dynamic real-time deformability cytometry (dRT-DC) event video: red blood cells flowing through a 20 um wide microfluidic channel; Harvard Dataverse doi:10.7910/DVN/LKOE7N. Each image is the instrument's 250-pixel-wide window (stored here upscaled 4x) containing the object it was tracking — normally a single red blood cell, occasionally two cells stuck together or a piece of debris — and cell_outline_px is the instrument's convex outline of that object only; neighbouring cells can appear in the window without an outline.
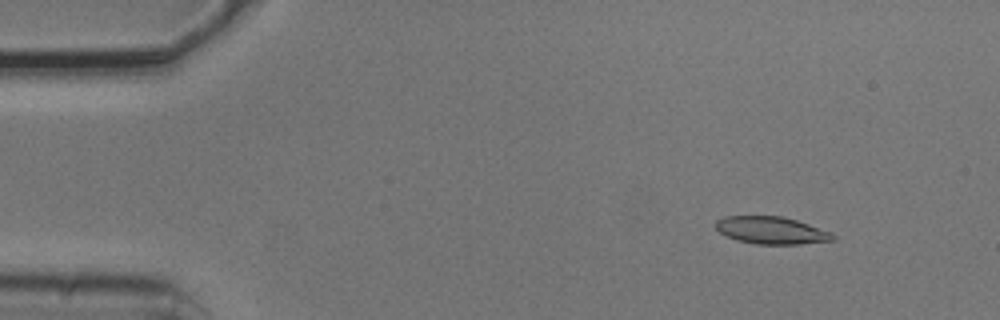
{"species": "common noctule bat (a hibernating species)", "species_latin": "Nyctalus noctula", "temperature_condition": "cold", "stored_images_in_passage": 5, "camera_frame_rate_fps": 3000, "um_per_image_px": 0.085, "animal": {"sex": "male", "body_mass_g": 20.5, "forearm_length_mm": 52.5}, "frame": {"image": 1, "passage_image": 2, "time_ms": 0.333, "image_size_px": [1000, 320], "cell_outline_px": [[836, 240], [800, 244], [756, 244], [736, 240], [720, 232], [716, 228], [716, 220], [724, 216], [780, 216], [796, 220], [832, 232], [836, 236]], "centroid_in_image_um": [65.59, 19.58], "position_along_channel_um": 19.4, "area_um2": 18.67}}
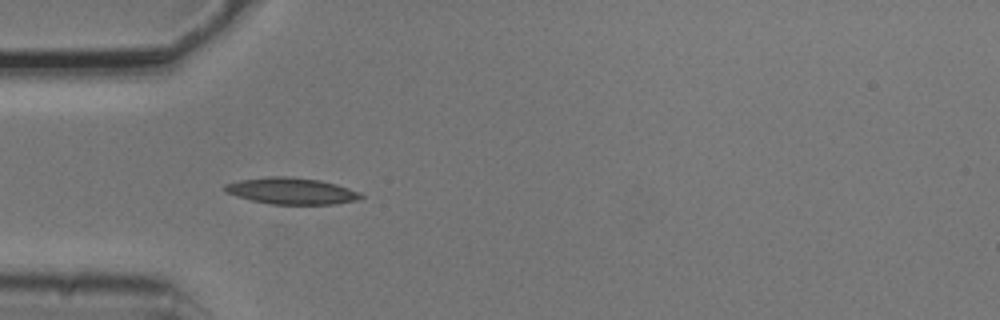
{"frame": {"image": 2, "passage_image": 4, "time_ms": 1.0, "image_size_px": [1000, 320], "cell_outline_px": [[364, 196], [356, 200], [332, 204], [268, 204], [252, 200], [224, 192], [224, 184], [240, 180], [268, 176], [292, 176], [320, 180], [336, 184], [360, 192]], "centroid_in_image_um": [24.75, 16.22], "position_along_channel_um": 60.2, "area_um2": 20.98}}
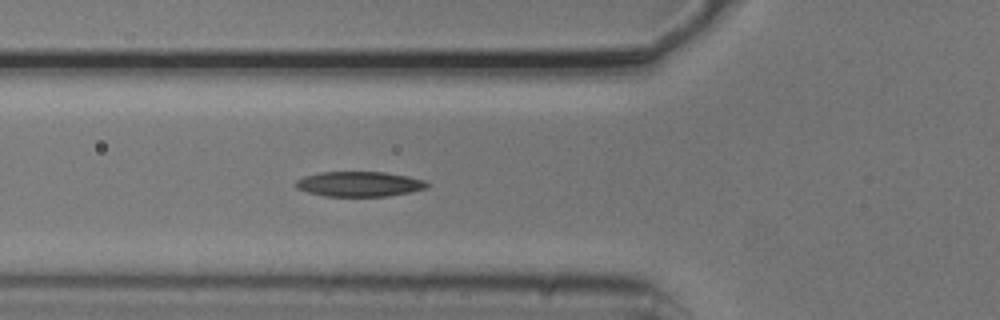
{"frame": {"image": 3, "passage_image": 5, "time_ms": 1.333, "image_size_px": [1000, 320], "cell_outline_px": [[428, 188], [388, 196], [324, 196], [308, 192], [296, 188], [296, 180], [304, 176], [320, 172], [384, 172], [408, 176], [424, 180], [428, 184]], "centroid_in_image_um": [30.53, 15.64], "position_along_channel_um": 95.3, "area_um2": 19.07}}